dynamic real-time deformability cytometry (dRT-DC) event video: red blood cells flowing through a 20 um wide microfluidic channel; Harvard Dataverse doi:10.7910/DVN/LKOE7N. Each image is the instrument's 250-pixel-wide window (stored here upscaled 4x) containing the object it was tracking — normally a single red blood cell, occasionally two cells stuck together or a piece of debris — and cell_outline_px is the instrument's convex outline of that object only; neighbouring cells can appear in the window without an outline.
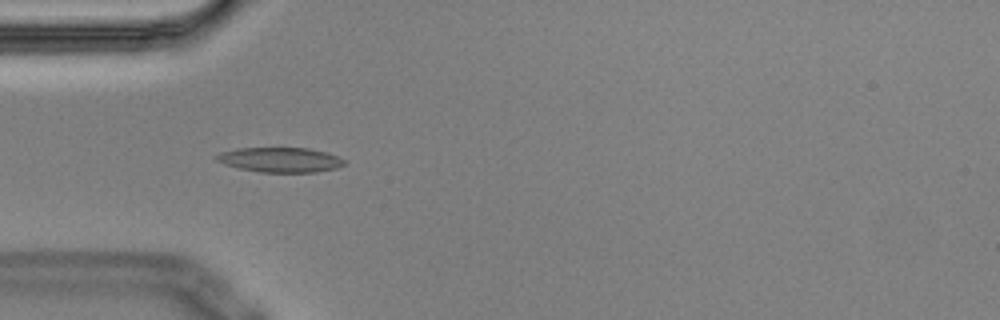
{"species": "Egyptian fruit bat (a non-hibernating species)", "species_latin": "Rousettus aegyptiacus", "temperature_condition": "cold", "stored_images_in_passage": 10, "camera_frame_rate_fps": 3000, "um_per_image_px": 0.085, "animal": {"sex": "male"}, "frame": {"image": 1, "passage_image": 5, "time_ms": 1.333, "image_size_px": [1000, 320], "cell_outline_px": [[348, 160], [344, 164], [336, 168], [316, 172], [260, 172], [240, 168], [224, 164], [216, 160], [212, 156], [220, 152], [240, 148], [308, 148], [324, 152]], "centroid_in_image_um": [23.8, 13.58], "position_along_channel_um": 61.2, "area_um2": 18.44}}